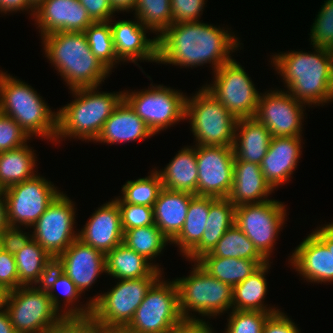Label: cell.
Returning a JSON list of instances; mask_svg holds the SVG:
<instances>
[{
  "label": "cell",
  "mask_w": 333,
  "mask_h": 333,
  "mask_svg": "<svg viewBox=\"0 0 333 333\" xmlns=\"http://www.w3.org/2000/svg\"><path fill=\"white\" fill-rule=\"evenodd\" d=\"M196 262L214 278L234 287L268 261L202 256Z\"/></svg>",
  "instance_id": "e575fe53"
},
{
  "label": "cell",
  "mask_w": 333,
  "mask_h": 333,
  "mask_svg": "<svg viewBox=\"0 0 333 333\" xmlns=\"http://www.w3.org/2000/svg\"><path fill=\"white\" fill-rule=\"evenodd\" d=\"M83 33L93 55L112 71L113 66L120 60L114 50L110 20L93 22Z\"/></svg>",
  "instance_id": "f35d334b"
},
{
  "label": "cell",
  "mask_w": 333,
  "mask_h": 333,
  "mask_svg": "<svg viewBox=\"0 0 333 333\" xmlns=\"http://www.w3.org/2000/svg\"><path fill=\"white\" fill-rule=\"evenodd\" d=\"M2 250L15 255L32 239L31 234L25 233L20 227H6L1 233Z\"/></svg>",
  "instance_id": "c3c4849f"
},
{
  "label": "cell",
  "mask_w": 333,
  "mask_h": 333,
  "mask_svg": "<svg viewBox=\"0 0 333 333\" xmlns=\"http://www.w3.org/2000/svg\"><path fill=\"white\" fill-rule=\"evenodd\" d=\"M9 291L0 285V308H4Z\"/></svg>",
  "instance_id": "94428289"
},
{
  "label": "cell",
  "mask_w": 333,
  "mask_h": 333,
  "mask_svg": "<svg viewBox=\"0 0 333 333\" xmlns=\"http://www.w3.org/2000/svg\"><path fill=\"white\" fill-rule=\"evenodd\" d=\"M84 226L78 239L105 255L123 242L120 209L113 199L95 210Z\"/></svg>",
  "instance_id": "44dd1931"
},
{
  "label": "cell",
  "mask_w": 333,
  "mask_h": 333,
  "mask_svg": "<svg viewBox=\"0 0 333 333\" xmlns=\"http://www.w3.org/2000/svg\"><path fill=\"white\" fill-rule=\"evenodd\" d=\"M286 207L277 200L242 204L235 208L234 224L253 242L257 251L269 261L274 243L285 223Z\"/></svg>",
  "instance_id": "4fadbf2b"
},
{
  "label": "cell",
  "mask_w": 333,
  "mask_h": 333,
  "mask_svg": "<svg viewBox=\"0 0 333 333\" xmlns=\"http://www.w3.org/2000/svg\"><path fill=\"white\" fill-rule=\"evenodd\" d=\"M195 194L163 188L153 206L154 223L172 241L182 230L189 203Z\"/></svg>",
  "instance_id": "484cf974"
},
{
  "label": "cell",
  "mask_w": 333,
  "mask_h": 333,
  "mask_svg": "<svg viewBox=\"0 0 333 333\" xmlns=\"http://www.w3.org/2000/svg\"><path fill=\"white\" fill-rule=\"evenodd\" d=\"M122 243L151 262L171 241L154 224L124 231Z\"/></svg>",
  "instance_id": "8d00e7d4"
},
{
  "label": "cell",
  "mask_w": 333,
  "mask_h": 333,
  "mask_svg": "<svg viewBox=\"0 0 333 333\" xmlns=\"http://www.w3.org/2000/svg\"><path fill=\"white\" fill-rule=\"evenodd\" d=\"M4 308L16 333H45L63 316L42 285L10 291Z\"/></svg>",
  "instance_id": "30bf717a"
},
{
  "label": "cell",
  "mask_w": 333,
  "mask_h": 333,
  "mask_svg": "<svg viewBox=\"0 0 333 333\" xmlns=\"http://www.w3.org/2000/svg\"><path fill=\"white\" fill-rule=\"evenodd\" d=\"M93 324L92 315L62 316L45 333H85Z\"/></svg>",
  "instance_id": "7dc6e473"
},
{
  "label": "cell",
  "mask_w": 333,
  "mask_h": 333,
  "mask_svg": "<svg viewBox=\"0 0 333 333\" xmlns=\"http://www.w3.org/2000/svg\"><path fill=\"white\" fill-rule=\"evenodd\" d=\"M105 263V273L117 280L149 277L156 269H161L124 243L105 255Z\"/></svg>",
  "instance_id": "f546056e"
},
{
  "label": "cell",
  "mask_w": 333,
  "mask_h": 333,
  "mask_svg": "<svg viewBox=\"0 0 333 333\" xmlns=\"http://www.w3.org/2000/svg\"><path fill=\"white\" fill-rule=\"evenodd\" d=\"M118 197L115 198L114 201L118 204L120 209L123 232L128 229L151 226L155 224L153 207L128 204L120 198L121 196Z\"/></svg>",
  "instance_id": "ee69618b"
},
{
  "label": "cell",
  "mask_w": 333,
  "mask_h": 333,
  "mask_svg": "<svg viewBox=\"0 0 333 333\" xmlns=\"http://www.w3.org/2000/svg\"><path fill=\"white\" fill-rule=\"evenodd\" d=\"M151 286L137 308L130 323L123 329L127 333H166L183 317L179 310L178 289L175 281L162 280Z\"/></svg>",
  "instance_id": "9c48e42d"
},
{
  "label": "cell",
  "mask_w": 333,
  "mask_h": 333,
  "mask_svg": "<svg viewBox=\"0 0 333 333\" xmlns=\"http://www.w3.org/2000/svg\"><path fill=\"white\" fill-rule=\"evenodd\" d=\"M45 55L69 89L99 87L111 71L91 52L83 32L56 31L41 37Z\"/></svg>",
  "instance_id": "3957f363"
},
{
  "label": "cell",
  "mask_w": 333,
  "mask_h": 333,
  "mask_svg": "<svg viewBox=\"0 0 333 333\" xmlns=\"http://www.w3.org/2000/svg\"><path fill=\"white\" fill-rule=\"evenodd\" d=\"M0 70V112L13 118L32 137L55 141L57 114L32 86Z\"/></svg>",
  "instance_id": "5b68a950"
},
{
  "label": "cell",
  "mask_w": 333,
  "mask_h": 333,
  "mask_svg": "<svg viewBox=\"0 0 333 333\" xmlns=\"http://www.w3.org/2000/svg\"><path fill=\"white\" fill-rule=\"evenodd\" d=\"M151 136H154V134L149 130L145 122L123 99L105 121L95 141L108 144L117 142L122 144V142L139 141Z\"/></svg>",
  "instance_id": "d4e9b609"
},
{
  "label": "cell",
  "mask_w": 333,
  "mask_h": 333,
  "mask_svg": "<svg viewBox=\"0 0 333 333\" xmlns=\"http://www.w3.org/2000/svg\"><path fill=\"white\" fill-rule=\"evenodd\" d=\"M161 275V269H156L149 277L118 280L108 292L90 298L94 323L108 330H123Z\"/></svg>",
  "instance_id": "52a82bcc"
},
{
  "label": "cell",
  "mask_w": 333,
  "mask_h": 333,
  "mask_svg": "<svg viewBox=\"0 0 333 333\" xmlns=\"http://www.w3.org/2000/svg\"><path fill=\"white\" fill-rule=\"evenodd\" d=\"M7 220L9 226L32 227L47 207L61 193L51 181L36 175L5 190ZM20 224V225H19Z\"/></svg>",
  "instance_id": "5bb4252c"
},
{
  "label": "cell",
  "mask_w": 333,
  "mask_h": 333,
  "mask_svg": "<svg viewBox=\"0 0 333 333\" xmlns=\"http://www.w3.org/2000/svg\"><path fill=\"white\" fill-rule=\"evenodd\" d=\"M297 325L284 313H272L264 324L262 333H300Z\"/></svg>",
  "instance_id": "f907efd6"
},
{
  "label": "cell",
  "mask_w": 333,
  "mask_h": 333,
  "mask_svg": "<svg viewBox=\"0 0 333 333\" xmlns=\"http://www.w3.org/2000/svg\"><path fill=\"white\" fill-rule=\"evenodd\" d=\"M134 11L135 18L150 32H156L157 38L172 25L170 0H137Z\"/></svg>",
  "instance_id": "ab89813d"
},
{
  "label": "cell",
  "mask_w": 333,
  "mask_h": 333,
  "mask_svg": "<svg viewBox=\"0 0 333 333\" xmlns=\"http://www.w3.org/2000/svg\"><path fill=\"white\" fill-rule=\"evenodd\" d=\"M197 195L227 198L233 183V147L196 145Z\"/></svg>",
  "instance_id": "e0dca14e"
},
{
  "label": "cell",
  "mask_w": 333,
  "mask_h": 333,
  "mask_svg": "<svg viewBox=\"0 0 333 333\" xmlns=\"http://www.w3.org/2000/svg\"><path fill=\"white\" fill-rule=\"evenodd\" d=\"M97 87L71 89L75 98L57 114L55 142L62 138L95 141L105 121L123 100V92H98Z\"/></svg>",
  "instance_id": "277c9868"
},
{
  "label": "cell",
  "mask_w": 333,
  "mask_h": 333,
  "mask_svg": "<svg viewBox=\"0 0 333 333\" xmlns=\"http://www.w3.org/2000/svg\"><path fill=\"white\" fill-rule=\"evenodd\" d=\"M274 191L266 181L259 164L234 160V176L230 202L236 207L242 204L261 203Z\"/></svg>",
  "instance_id": "cb8c5ba5"
},
{
  "label": "cell",
  "mask_w": 333,
  "mask_h": 333,
  "mask_svg": "<svg viewBox=\"0 0 333 333\" xmlns=\"http://www.w3.org/2000/svg\"><path fill=\"white\" fill-rule=\"evenodd\" d=\"M270 131L253 118L237 120L233 150L239 161L261 164L271 142Z\"/></svg>",
  "instance_id": "4316f807"
},
{
  "label": "cell",
  "mask_w": 333,
  "mask_h": 333,
  "mask_svg": "<svg viewBox=\"0 0 333 333\" xmlns=\"http://www.w3.org/2000/svg\"><path fill=\"white\" fill-rule=\"evenodd\" d=\"M213 73V84L204 87L237 119L253 118L261 93L242 65L232 59Z\"/></svg>",
  "instance_id": "7c38bea8"
},
{
  "label": "cell",
  "mask_w": 333,
  "mask_h": 333,
  "mask_svg": "<svg viewBox=\"0 0 333 333\" xmlns=\"http://www.w3.org/2000/svg\"><path fill=\"white\" fill-rule=\"evenodd\" d=\"M34 149L27 144L0 153V188H6L34 177L36 166Z\"/></svg>",
  "instance_id": "d590c367"
},
{
  "label": "cell",
  "mask_w": 333,
  "mask_h": 333,
  "mask_svg": "<svg viewBox=\"0 0 333 333\" xmlns=\"http://www.w3.org/2000/svg\"><path fill=\"white\" fill-rule=\"evenodd\" d=\"M109 330L94 323L85 333H107Z\"/></svg>",
  "instance_id": "91938a15"
},
{
  "label": "cell",
  "mask_w": 333,
  "mask_h": 333,
  "mask_svg": "<svg viewBox=\"0 0 333 333\" xmlns=\"http://www.w3.org/2000/svg\"><path fill=\"white\" fill-rule=\"evenodd\" d=\"M30 138L13 118L0 112V153L20 148Z\"/></svg>",
  "instance_id": "f6af8a7d"
},
{
  "label": "cell",
  "mask_w": 333,
  "mask_h": 333,
  "mask_svg": "<svg viewBox=\"0 0 333 333\" xmlns=\"http://www.w3.org/2000/svg\"><path fill=\"white\" fill-rule=\"evenodd\" d=\"M55 265L71 279L81 294L106 272L105 254L80 239L74 240L55 259Z\"/></svg>",
  "instance_id": "ac0fdd59"
},
{
  "label": "cell",
  "mask_w": 333,
  "mask_h": 333,
  "mask_svg": "<svg viewBox=\"0 0 333 333\" xmlns=\"http://www.w3.org/2000/svg\"><path fill=\"white\" fill-rule=\"evenodd\" d=\"M112 8L116 12L134 10L137 0H109Z\"/></svg>",
  "instance_id": "9f6ffc18"
},
{
  "label": "cell",
  "mask_w": 333,
  "mask_h": 333,
  "mask_svg": "<svg viewBox=\"0 0 333 333\" xmlns=\"http://www.w3.org/2000/svg\"><path fill=\"white\" fill-rule=\"evenodd\" d=\"M172 24L200 21L206 0H170Z\"/></svg>",
  "instance_id": "bcb514c9"
},
{
  "label": "cell",
  "mask_w": 333,
  "mask_h": 333,
  "mask_svg": "<svg viewBox=\"0 0 333 333\" xmlns=\"http://www.w3.org/2000/svg\"><path fill=\"white\" fill-rule=\"evenodd\" d=\"M203 256L266 260L253 242L235 224L229 228L210 253Z\"/></svg>",
  "instance_id": "74e56055"
},
{
  "label": "cell",
  "mask_w": 333,
  "mask_h": 333,
  "mask_svg": "<svg viewBox=\"0 0 333 333\" xmlns=\"http://www.w3.org/2000/svg\"><path fill=\"white\" fill-rule=\"evenodd\" d=\"M315 52L292 51L272 55L289 94L306 105L333 101V51L313 47Z\"/></svg>",
  "instance_id": "7a4b0ae2"
},
{
  "label": "cell",
  "mask_w": 333,
  "mask_h": 333,
  "mask_svg": "<svg viewBox=\"0 0 333 333\" xmlns=\"http://www.w3.org/2000/svg\"><path fill=\"white\" fill-rule=\"evenodd\" d=\"M215 199L200 195L191 198L183 228L170 243L177 245L184 257L201 241L209 206Z\"/></svg>",
  "instance_id": "836d02e7"
},
{
  "label": "cell",
  "mask_w": 333,
  "mask_h": 333,
  "mask_svg": "<svg viewBox=\"0 0 333 333\" xmlns=\"http://www.w3.org/2000/svg\"><path fill=\"white\" fill-rule=\"evenodd\" d=\"M81 5L87 10L88 15L94 22L109 21L113 13H117L111 6L109 0H79Z\"/></svg>",
  "instance_id": "816d5d0a"
},
{
  "label": "cell",
  "mask_w": 333,
  "mask_h": 333,
  "mask_svg": "<svg viewBox=\"0 0 333 333\" xmlns=\"http://www.w3.org/2000/svg\"><path fill=\"white\" fill-rule=\"evenodd\" d=\"M148 90L123 91V99L156 135L185 119L186 94L163 85H152Z\"/></svg>",
  "instance_id": "8fae6325"
},
{
  "label": "cell",
  "mask_w": 333,
  "mask_h": 333,
  "mask_svg": "<svg viewBox=\"0 0 333 333\" xmlns=\"http://www.w3.org/2000/svg\"><path fill=\"white\" fill-rule=\"evenodd\" d=\"M204 319H182L166 333H215Z\"/></svg>",
  "instance_id": "f5cc1de1"
},
{
  "label": "cell",
  "mask_w": 333,
  "mask_h": 333,
  "mask_svg": "<svg viewBox=\"0 0 333 333\" xmlns=\"http://www.w3.org/2000/svg\"><path fill=\"white\" fill-rule=\"evenodd\" d=\"M107 333H125L123 330H109Z\"/></svg>",
  "instance_id": "be15d7a7"
},
{
  "label": "cell",
  "mask_w": 333,
  "mask_h": 333,
  "mask_svg": "<svg viewBox=\"0 0 333 333\" xmlns=\"http://www.w3.org/2000/svg\"><path fill=\"white\" fill-rule=\"evenodd\" d=\"M2 251V242H1V238H0V252Z\"/></svg>",
  "instance_id": "e7e4bbea"
},
{
  "label": "cell",
  "mask_w": 333,
  "mask_h": 333,
  "mask_svg": "<svg viewBox=\"0 0 333 333\" xmlns=\"http://www.w3.org/2000/svg\"><path fill=\"white\" fill-rule=\"evenodd\" d=\"M270 91L260 94L254 118L270 131L272 137H301L306 104L288 91Z\"/></svg>",
  "instance_id": "2e32d148"
},
{
  "label": "cell",
  "mask_w": 333,
  "mask_h": 333,
  "mask_svg": "<svg viewBox=\"0 0 333 333\" xmlns=\"http://www.w3.org/2000/svg\"><path fill=\"white\" fill-rule=\"evenodd\" d=\"M233 34L200 21L172 24L157 38V63L191 68L211 63L215 72L240 47Z\"/></svg>",
  "instance_id": "6da1fadb"
},
{
  "label": "cell",
  "mask_w": 333,
  "mask_h": 333,
  "mask_svg": "<svg viewBox=\"0 0 333 333\" xmlns=\"http://www.w3.org/2000/svg\"><path fill=\"white\" fill-rule=\"evenodd\" d=\"M188 119L195 145L233 147L237 118L204 86L186 97L185 119Z\"/></svg>",
  "instance_id": "ba28073f"
},
{
  "label": "cell",
  "mask_w": 333,
  "mask_h": 333,
  "mask_svg": "<svg viewBox=\"0 0 333 333\" xmlns=\"http://www.w3.org/2000/svg\"><path fill=\"white\" fill-rule=\"evenodd\" d=\"M33 18L42 37L56 31L84 32L94 22L79 0H45Z\"/></svg>",
  "instance_id": "d6986e66"
},
{
  "label": "cell",
  "mask_w": 333,
  "mask_h": 333,
  "mask_svg": "<svg viewBox=\"0 0 333 333\" xmlns=\"http://www.w3.org/2000/svg\"><path fill=\"white\" fill-rule=\"evenodd\" d=\"M0 285L9 292L19 287V276L14 255L4 250L0 252Z\"/></svg>",
  "instance_id": "681fc988"
},
{
  "label": "cell",
  "mask_w": 333,
  "mask_h": 333,
  "mask_svg": "<svg viewBox=\"0 0 333 333\" xmlns=\"http://www.w3.org/2000/svg\"><path fill=\"white\" fill-rule=\"evenodd\" d=\"M20 286L43 285L50 268L55 264L51 257L34 239L14 255Z\"/></svg>",
  "instance_id": "d6a6232c"
},
{
  "label": "cell",
  "mask_w": 333,
  "mask_h": 333,
  "mask_svg": "<svg viewBox=\"0 0 333 333\" xmlns=\"http://www.w3.org/2000/svg\"><path fill=\"white\" fill-rule=\"evenodd\" d=\"M31 11V16L34 17L35 9L30 5L29 0H0V13L7 14L8 12Z\"/></svg>",
  "instance_id": "db71d44e"
},
{
  "label": "cell",
  "mask_w": 333,
  "mask_h": 333,
  "mask_svg": "<svg viewBox=\"0 0 333 333\" xmlns=\"http://www.w3.org/2000/svg\"><path fill=\"white\" fill-rule=\"evenodd\" d=\"M163 189L161 177L156 170H152L148 177L128 180L123 186L121 199L128 204L153 207Z\"/></svg>",
  "instance_id": "60d3db41"
},
{
  "label": "cell",
  "mask_w": 333,
  "mask_h": 333,
  "mask_svg": "<svg viewBox=\"0 0 333 333\" xmlns=\"http://www.w3.org/2000/svg\"><path fill=\"white\" fill-rule=\"evenodd\" d=\"M47 294L50 296L54 307L60 312L63 316H85L91 315L92 313V304L87 302L83 306L75 305L79 303V297H81L80 291L77 289L76 285L71 281V279L61 271L55 264L48 271L44 283L42 285ZM59 289V295L61 293L64 296V309L61 308L59 296L55 290ZM56 292V293H55ZM78 300V301H77ZM77 301V302H76ZM66 302V303H65ZM75 306H74V305ZM71 305V306H70ZM70 306V307H69ZM60 309V310H59Z\"/></svg>",
  "instance_id": "4dcf8cb0"
},
{
  "label": "cell",
  "mask_w": 333,
  "mask_h": 333,
  "mask_svg": "<svg viewBox=\"0 0 333 333\" xmlns=\"http://www.w3.org/2000/svg\"><path fill=\"white\" fill-rule=\"evenodd\" d=\"M301 137H272L260 167L266 181L275 190L291 178L301 156Z\"/></svg>",
  "instance_id": "603a6c76"
},
{
  "label": "cell",
  "mask_w": 333,
  "mask_h": 333,
  "mask_svg": "<svg viewBox=\"0 0 333 333\" xmlns=\"http://www.w3.org/2000/svg\"><path fill=\"white\" fill-rule=\"evenodd\" d=\"M75 210L74 202L61 192L31 227L32 239L54 259L78 239Z\"/></svg>",
  "instance_id": "9a60e30c"
},
{
  "label": "cell",
  "mask_w": 333,
  "mask_h": 333,
  "mask_svg": "<svg viewBox=\"0 0 333 333\" xmlns=\"http://www.w3.org/2000/svg\"><path fill=\"white\" fill-rule=\"evenodd\" d=\"M312 24L310 32L312 47L333 51V0H326Z\"/></svg>",
  "instance_id": "b9f144b4"
},
{
  "label": "cell",
  "mask_w": 333,
  "mask_h": 333,
  "mask_svg": "<svg viewBox=\"0 0 333 333\" xmlns=\"http://www.w3.org/2000/svg\"><path fill=\"white\" fill-rule=\"evenodd\" d=\"M45 0H29L30 5L36 10Z\"/></svg>",
  "instance_id": "6125c7cd"
},
{
  "label": "cell",
  "mask_w": 333,
  "mask_h": 333,
  "mask_svg": "<svg viewBox=\"0 0 333 333\" xmlns=\"http://www.w3.org/2000/svg\"><path fill=\"white\" fill-rule=\"evenodd\" d=\"M270 261L261 265L246 280L233 287L232 310L260 311L276 313L280 309L266 307L264 304L267 292L266 272L270 268ZM265 305V306H264Z\"/></svg>",
  "instance_id": "1f68e13d"
},
{
  "label": "cell",
  "mask_w": 333,
  "mask_h": 333,
  "mask_svg": "<svg viewBox=\"0 0 333 333\" xmlns=\"http://www.w3.org/2000/svg\"><path fill=\"white\" fill-rule=\"evenodd\" d=\"M187 277L175 279L178 289L179 310L183 319H200L201 316L216 317L232 310L233 287L206 272L196 261ZM191 311V312H190ZM218 314V315H217Z\"/></svg>",
  "instance_id": "8992f818"
},
{
  "label": "cell",
  "mask_w": 333,
  "mask_h": 333,
  "mask_svg": "<svg viewBox=\"0 0 333 333\" xmlns=\"http://www.w3.org/2000/svg\"><path fill=\"white\" fill-rule=\"evenodd\" d=\"M271 312L232 310L225 333H262Z\"/></svg>",
  "instance_id": "7bdbcfd3"
},
{
  "label": "cell",
  "mask_w": 333,
  "mask_h": 333,
  "mask_svg": "<svg viewBox=\"0 0 333 333\" xmlns=\"http://www.w3.org/2000/svg\"><path fill=\"white\" fill-rule=\"evenodd\" d=\"M235 208L228 198H216L210 204L201 241L185 256L186 259L194 262L213 250L225 232L234 225Z\"/></svg>",
  "instance_id": "83f0119b"
},
{
  "label": "cell",
  "mask_w": 333,
  "mask_h": 333,
  "mask_svg": "<svg viewBox=\"0 0 333 333\" xmlns=\"http://www.w3.org/2000/svg\"><path fill=\"white\" fill-rule=\"evenodd\" d=\"M6 201L3 190L0 192V233L8 227Z\"/></svg>",
  "instance_id": "680465c9"
},
{
  "label": "cell",
  "mask_w": 333,
  "mask_h": 333,
  "mask_svg": "<svg viewBox=\"0 0 333 333\" xmlns=\"http://www.w3.org/2000/svg\"><path fill=\"white\" fill-rule=\"evenodd\" d=\"M156 171L161 177L163 188L197 195L196 145L182 148L163 170Z\"/></svg>",
  "instance_id": "f1b7e54d"
},
{
  "label": "cell",
  "mask_w": 333,
  "mask_h": 333,
  "mask_svg": "<svg viewBox=\"0 0 333 333\" xmlns=\"http://www.w3.org/2000/svg\"><path fill=\"white\" fill-rule=\"evenodd\" d=\"M289 260L306 281L333 282V253L313 233L296 247Z\"/></svg>",
  "instance_id": "7402d4cb"
},
{
  "label": "cell",
  "mask_w": 333,
  "mask_h": 333,
  "mask_svg": "<svg viewBox=\"0 0 333 333\" xmlns=\"http://www.w3.org/2000/svg\"><path fill=\"white\" fill-rule=\"evenodd\" d=\"M121 20L111 23L113 45L117 58L121 62L131 61L137 64V61H147L157 63V42L155 36L148 39L146 33L148 29L140 22ZM146 32V33H145Z\"/></svg>",
  "instance_id": "ffe728a7"
},
{
  "label": "cell",
  "mask_w": 333,
  "mask_h": 333,
  "mask_svg": "<svg viewBox=\"0 0 333 333\" xmlns=\"http://www.w3.org/2000/svg\"><path fill=\"white\" fill-rule=\"evenodd\" d=\"M333 253V222L312 232Z\"/></svg>",
  "instance_id": "11a10c76"
},
{
  "label": "cell",
  "mask_w": 333,
  "mask_h": 333,
  "mask_svg": "<svg viewBox=\"0 0 333 333\" xmlns=\"http://www.w3.org/2000/svg\"><path fill=\"white\" fill-rule=\"evenodd\" d=\"M0 333H16L5 308H0Z\"/></svg>",
  "instance_id": "6f0895ef"
}]
</instances>
